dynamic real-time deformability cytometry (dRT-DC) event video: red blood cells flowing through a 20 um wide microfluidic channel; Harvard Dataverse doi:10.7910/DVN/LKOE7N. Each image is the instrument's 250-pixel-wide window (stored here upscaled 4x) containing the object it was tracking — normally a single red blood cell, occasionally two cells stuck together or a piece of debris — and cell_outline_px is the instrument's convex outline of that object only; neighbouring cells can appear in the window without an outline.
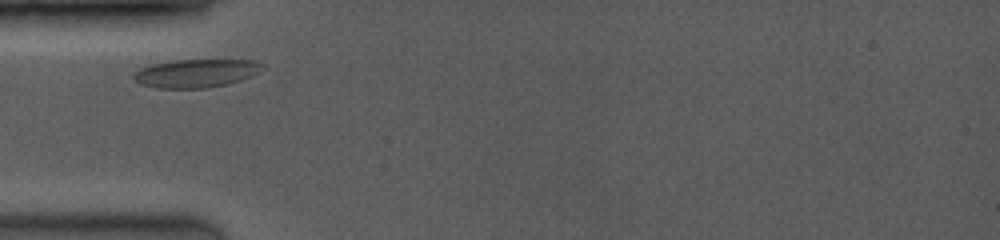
{"species": "common noctule bat (a hibernating species)", "species_latin": "Nyctalus noctula", "temperature_condition": "room temperature", "stored_images_in_passage": 18, "camera_frame_rate_fps": 3500, "um_per_image_px": 0.085, "animal": {"sex": "female", "body_mass_g": 19.0, "forearm_length_mm": 53.3}, "frame": {"image": 1, "passage_image": 1, "time_ms": 0.0, "image_size_px": [1000, 240], "cell_outline_px": [[264, 68], [252, 76], [228, 84], [204, 88], [156, 88], [140, 84], [132, 76], [140, 68], [152, 64], [176, 60], [256, 60], [264, 64]], "centroid_in_image_um": [16.69, 6.22], "position_along_channel_um": 68.3, "area_um2": 21.21}}
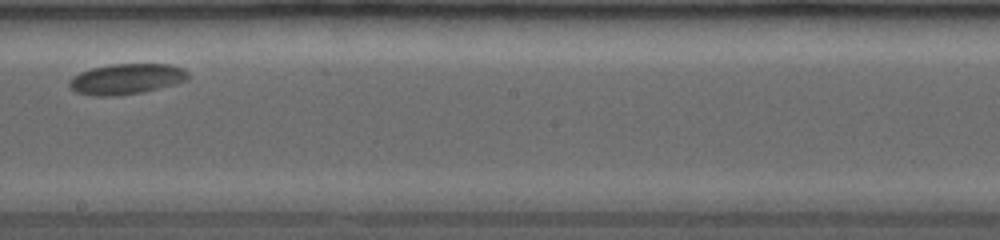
{"frame": {"image": 2, "passage_image": 9, "time_ms": 4.571, "image_size_px": [1000, 240], "cell_outline_px": [[188, 80], [176, 84], [140, 92], [112, 96], [96, 96], [76, 92], [68, 84], [68, 80], [80, 72], [92, 68], [108, 64], [172, 64], [184, 68], [188, 72]], "centroid_in_image_um": [10.76, 6.7], "position_along_channel_um": 237.4, "area_um2": 21.15}}
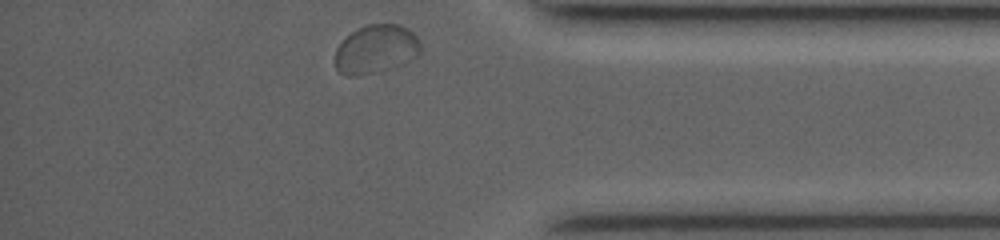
{"frame": {"image": 3, "passage_image": 18, "time_ms": 9.143, "image_size_px": [1000, 240], "cell_outline_px": [[420, 52], [416, 56], [404, 64], [392, 68], [360, 76], [348, 76], [340, 72], [336, 68], [336, 48], [352, 32], [368, 24], [400, 24], [408, 28], [420, 40]], "centroid_in_image_um": [31.99, 4.19], "position_along_channel_um": 403.2, "area_um2": 24.16}}